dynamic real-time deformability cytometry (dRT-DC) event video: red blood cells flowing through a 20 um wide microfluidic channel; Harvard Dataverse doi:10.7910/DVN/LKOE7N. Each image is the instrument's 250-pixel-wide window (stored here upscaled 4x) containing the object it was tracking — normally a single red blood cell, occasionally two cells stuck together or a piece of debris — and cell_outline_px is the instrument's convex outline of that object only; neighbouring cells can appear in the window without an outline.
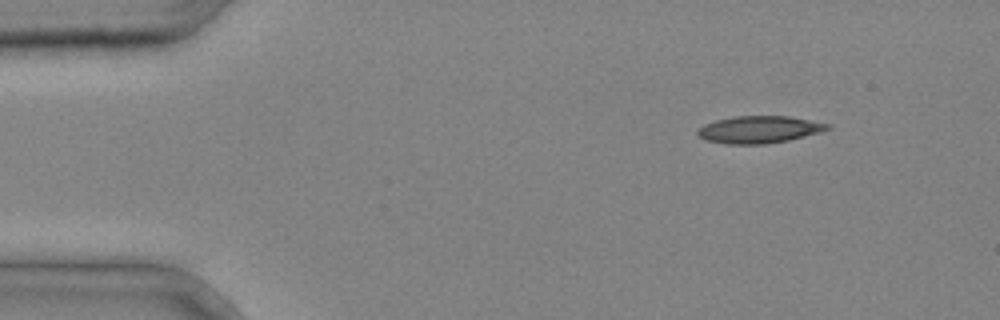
{"species": "common noctule bat (a hibernating species)", "species_latin": "Nyctalus noctula", "temperature_condition": "cold", "stored_images_in_passage": 3, "camera_frame_rate_fps": 3000, "um_per_image_px": 0.085, "animal": {"sex": "male", "body_mass_g": 20.4}, "frame": {"image": 1, "passage_image": 3, "time_ms": 0.667, "image_size_px": [1000, 320], "cell_outline_px": [[832, 128], [820, 132], [788, 140], [764, 144], [728, 144], [704, 140], [696, 132], [704, 124], [716, 120], [732, 116], [788, 116], [832, 124]], "centroid_in_image_um": [64.54, 11.0], "position_along_channel_um": 20.5, "area_um2": 20.58}}